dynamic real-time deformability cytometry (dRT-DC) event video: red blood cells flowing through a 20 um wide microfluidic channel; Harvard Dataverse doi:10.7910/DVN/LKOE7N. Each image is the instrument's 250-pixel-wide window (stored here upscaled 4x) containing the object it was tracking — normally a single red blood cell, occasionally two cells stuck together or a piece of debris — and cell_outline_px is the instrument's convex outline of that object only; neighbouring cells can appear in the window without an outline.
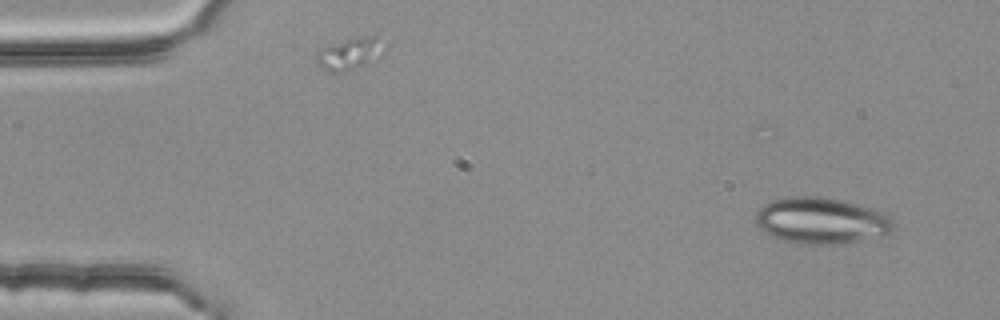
{"species": "common noctule bat (a hibernating species)", "species_latin": "Nyctalus noctula", "temperature_condition": "room temperature", "stored_images_in_passage": 5, "segment_of_instrument_passage": [1, 2], "camera_frame_rate_fps": 3000, "um_per_image_px": 0.085, "animal": {"sex": "female", "body_mass_g": 25.1}, "frame": {"image": 1, "passage_image": 1, "time_ms": 0.0, "image_size_px": [1000, 320], "cell_outline_px": [[896, 228], [892, 232], [884, 236], [832, 244], [820, 244], [784, 240], [772, 236], [760, 228], [756, 224], [756, 212], [764, 204], [772, 200], [788, 196], [820, 196], [844, 200], [872, 208], [888, 216], [892, 220]], "centroid_in_image_um": [69.83, 18.73], "position_along_channel_um": 15.2, "area_um2": 36.93}}